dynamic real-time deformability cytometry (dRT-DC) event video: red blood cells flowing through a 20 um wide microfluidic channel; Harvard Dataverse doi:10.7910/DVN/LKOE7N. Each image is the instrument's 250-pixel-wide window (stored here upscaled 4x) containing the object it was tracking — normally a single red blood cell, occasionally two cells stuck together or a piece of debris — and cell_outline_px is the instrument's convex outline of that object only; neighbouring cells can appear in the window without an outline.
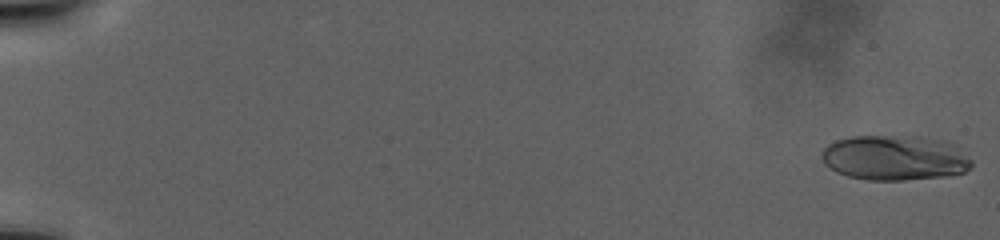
{"species": "human", "species_latin": "Homo sapiens", "temperature_condition": "warm", "stored_images_in_passage": 82, "camera_frame_rate_fps": 3000, "um_per_image_px": 0.085, "donor": {"sex": "male"}, "frame": {"image": 1, "passage_image": 1, "time_ms": 0.0, "image_size_px": [1000, 240], "cell_outline_px": [[972, 164], [964, 172], [948, 176], [904, 180], [868, 180], [848, 176], [836, 172], [824, 164], [820, 156], [820, 152], [828, 144], [836, 140], [852, 136], [920, 136], [948, 140], [972, 160]], "centroid_in_image_um": [76.04, 13.4], "position_along_channel_um": 9.0, "area_um2": 39.77}}
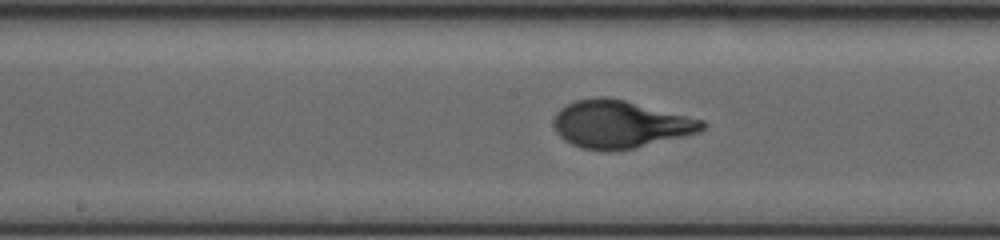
{"frame": {"image": 2, "passage_image": 45, "time_ms": 23.667, "image_size_px": [1000, 240], "cell_outline_px": [[708, 124], [700, 132], [636, 148], [608, 152], [580, 148], [564, 140], [556, 132], [556, 112], [560, 108], [576, 100], [600, 96], [608, 96], [704, 120]], "centroid_in_image_um": [52.73, 10.57], "position_along_channel_um": 195.5, "area_um2": 41.15}}
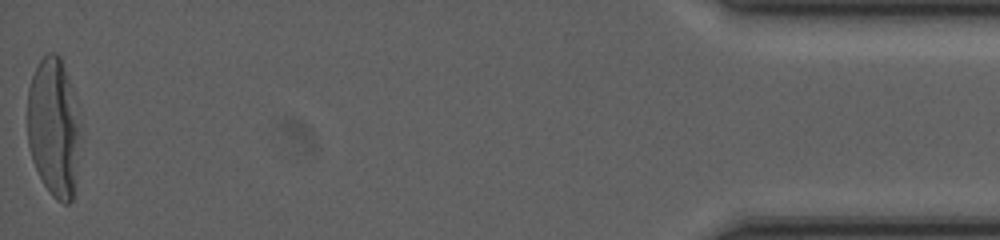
{"frame": {"image": 3, "passage_image": 82, "time_ms": 42.667, "image_size_px": [1000, 240], "cell_outline_px": [[80, 128], [72, 200], [68, 204], [64, 204], [56, 200], [52, 196], [44, 184], [32, 160], [28, 144], [28, 88], [32, 76], [40, 60], [48, 52], [52, 52], [60, 56], [72, 88], [80, 124]], "centroid_in_image_um": [4.55, 10.81], "position_along_channel_um": 430.7, "area_um2": 42.37}}